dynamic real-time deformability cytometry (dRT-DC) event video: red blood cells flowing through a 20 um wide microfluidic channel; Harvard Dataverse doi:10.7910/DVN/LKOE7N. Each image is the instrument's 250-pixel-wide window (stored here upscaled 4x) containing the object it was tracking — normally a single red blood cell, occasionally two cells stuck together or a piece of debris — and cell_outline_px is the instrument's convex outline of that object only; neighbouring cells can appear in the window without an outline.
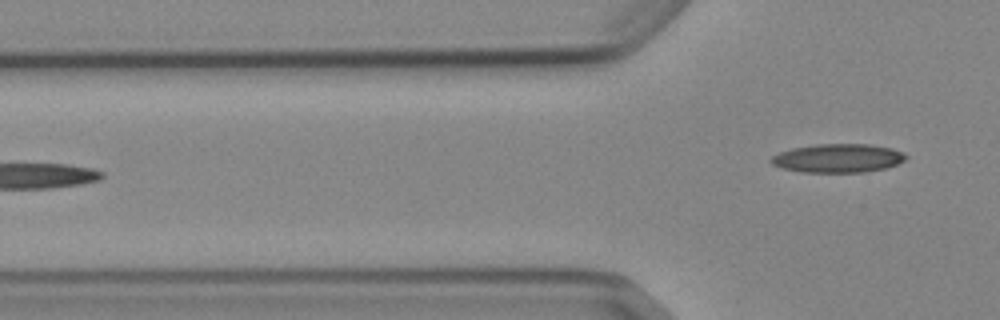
{"species": "Egyptian fruit bat (a non-hibernating species)", "species_latin": "Rousettus aegyptiacus", "temperature_condition": "cold", "stored_images_in_passage": 4, "camera_frame_rate_fps": 3000, "um_per_image_px": 0.085, "animal": {"sex": "female"}, "frame": {"image": 1, "passage_image": 4, "time_ms": 3.667, "image_size_px": [1000, 320], "cell_outline_px": [[908, 156], [904, 160], [896, 164], [884, 168], [864, 172], [800, 172], [780, 168], [772, 164], [768, 160], [772, 156], [780, 152], [792, 148], [816, 144], [868, 144], [892, 148], [904, 152]], "centroid_in_image_um": [71.2, 13.44], "position_along_channel_um": 54.6, "area_um2": 22.6}}